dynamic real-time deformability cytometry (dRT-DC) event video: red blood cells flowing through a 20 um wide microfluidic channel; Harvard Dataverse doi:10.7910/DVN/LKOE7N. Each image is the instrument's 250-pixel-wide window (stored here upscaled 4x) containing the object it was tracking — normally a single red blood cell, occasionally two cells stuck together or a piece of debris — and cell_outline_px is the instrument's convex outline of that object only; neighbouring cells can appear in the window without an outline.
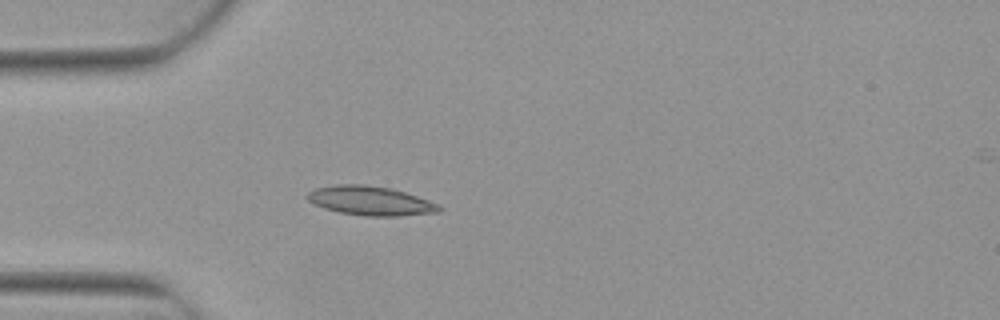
{"species": "Egyptian fruit bat (a non-hibernating species)", "species_latin": "Rousettus aegyptiacus", "temperature_condition": "warm", "stored_images_in_passage": 4, "camera_frame_rate_fps": 3000, "um_per_image_px": 0.085, "animal": {"sex": "female"}, "frame": {"image": 1, "passage_image": 4, "time_ms": 1.0, "image_size_px": [1000, 320], "cell_outline_px": [[444, 208], [440, 212], [400, 216], [364, 216], [340, 212], [324, 208], [308, 200], [304, 196], [308, 192], [316, 188], [336, 184], [364, 184], [392, 188], [440, 204]], "centroid_in_image_um": [31.51, 17.06], "position_along_channel_um": 53.5, "area_um2": 22.54}}